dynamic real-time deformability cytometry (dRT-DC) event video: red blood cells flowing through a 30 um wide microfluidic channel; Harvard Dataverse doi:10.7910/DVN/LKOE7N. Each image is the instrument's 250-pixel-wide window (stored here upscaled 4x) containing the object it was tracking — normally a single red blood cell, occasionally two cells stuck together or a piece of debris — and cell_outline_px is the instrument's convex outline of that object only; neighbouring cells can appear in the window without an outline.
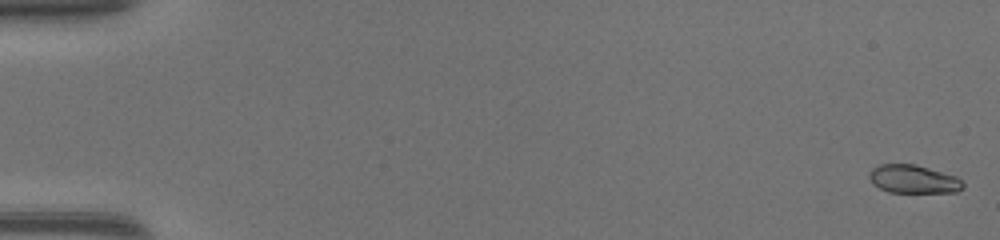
{"species": "common noctule bat (a hibernating species)", "species_latin": "Nyctalus noctula", "temperature_condition": "warm", "stored_images_in_passage": 49, "camera_frame_rate_fps": 3000, "um_per_image_px": 0.085, "animal": {"sex": "female", "body_mass_g": 17.0, "forearm_length_mm": 48.0}, "frame": {"image": 1, "passage_image": 1, "time_ms": 0.0, "image_size_px": [1000, 240], "cell_outline_px": [[964, 188], [956, 192], [888, 192], [872, 184], [868, 176], [872, 168], [880, 164], [916, 164], [956, 176], [964, 184]], "centroid_in_image_um": [77.62, 15.22], "position_along_channel_um": 7.4, "area_um2": 15.49}}
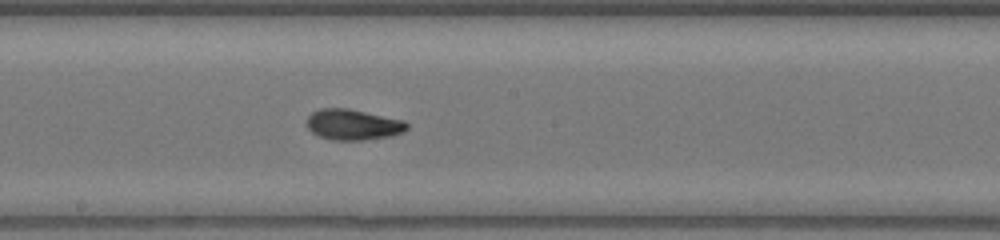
{"frame": {"image": 2, "passage_image": 28, "time_ms": 9.0, "image_size_px": [1000, 240], "cell_outline_px": [[408, 128], [404, 132], [392, 136], [360, 140], [336, 140], [320, 136], [312, 132], [308, 128], [308, 116], [312, 112], [320, 108], [348, 108], [404, 120], [408, 124]], "centroid_in_image_um": [30.04, 10.58], "position_along_channel_um": 218.2, "area_um2": 17.86}}
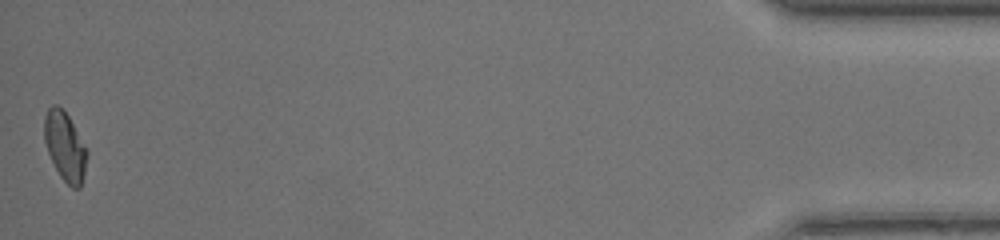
{"frame": {"image": 3, "passage_image": 49, "time_ms": 16.0, "image_size_px": [1000, 240], "cell_outline_px": [[88, 156], [80, 188], [72, 188], [60, 176], [48, 152], [44, 140], [44, 116], [48, 108], [52, 104], [56, 104], [68, 116], [88, 148]], "centroid_in_image_um": [5.54, 12.43], "position_along_channel_um": 429.7, "area_um2": 17.11}, "authors_computed_cell_mechanics": {"area_um2": 16.762, "velocity_mm_per_s": 4.3595, "shape_relaxation_time_tau1_ms": 2.9234, "shape_relaxation_time_tau2_ms": 1.173, "deformation_change_tau1": 0.1548, "deformation_change_tau2": 0.0504}}